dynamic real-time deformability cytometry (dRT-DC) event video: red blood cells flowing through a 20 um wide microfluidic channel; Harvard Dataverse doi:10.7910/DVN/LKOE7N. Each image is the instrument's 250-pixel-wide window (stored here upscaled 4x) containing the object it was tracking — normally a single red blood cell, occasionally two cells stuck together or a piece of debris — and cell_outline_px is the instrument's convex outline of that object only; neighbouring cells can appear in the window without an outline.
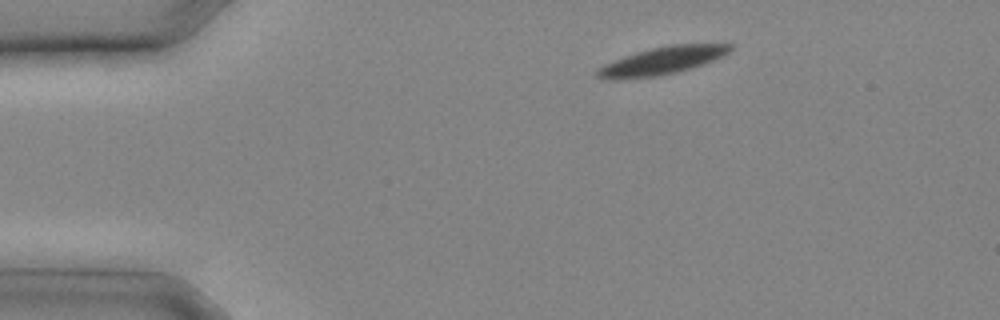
{"species": "common noctule bat (a hibernating species)", "species_latin": "Nyctalus noctula", "temperature_condition": "cold", "stored_images_in_passage": 6, "camera_frame_rate_fps": 3000, "um_per_image_px": 0.085, "animal": {"sex": "male", "body_mass_g": 20.4}, "frame": {"image": 1, "passage_image": 1, "time_ms": 0.0, "image_size_px": [1000, 320], "cell_outline_px": [[732, 48], [728, 52], [712, 60], [676, 72], [656, 76], [612, 80], [608, 80], [596, 76], [596, 68], [604, 64], [636, 52], [652, 48], [672, 44], [732, 44]], "centroid_in_image_um": [56.19, 5.17], "position_along_channel_um": 28.8, "area_um2": 20.92}}